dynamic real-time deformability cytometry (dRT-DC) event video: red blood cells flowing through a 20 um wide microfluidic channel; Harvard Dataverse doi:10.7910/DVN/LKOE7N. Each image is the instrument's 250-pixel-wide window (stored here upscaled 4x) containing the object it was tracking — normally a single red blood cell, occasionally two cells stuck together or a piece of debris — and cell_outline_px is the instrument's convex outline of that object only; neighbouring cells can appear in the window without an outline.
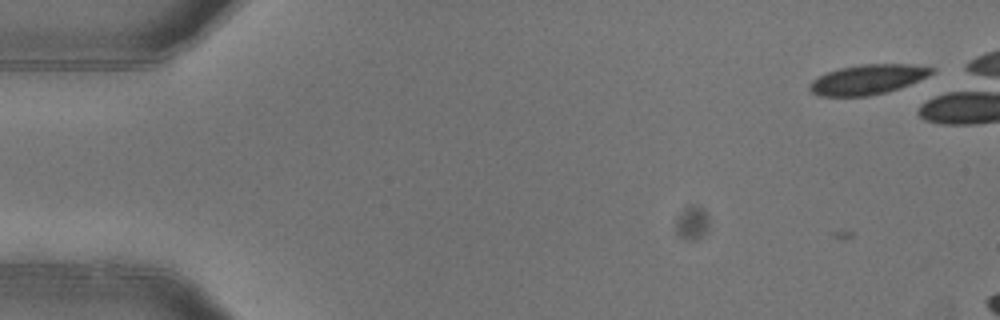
{"species": "common noctule bat (a hibernating species)", "species_latin": "Nyctalus noctula", "temperature_condition": "warm", "stored_images_in_passage": 4, "camera_frame_rate_fps": 3000, "um_per_image_px": 0.085, "animal": {"sex": "female"}, "frame": {"image": 1, "passage_image": 2, "time_ms": 0.333, "image_size_px": [1000, 320], "cell_outline_px": [[936, 72], [928, 76], [900, 88], [888, 92], [868, 96], [820, 96], [812, 92], [808, 88], [808, 84], [812, 80], [828, 72], [840, 68], [864, 64], [908, 64], [936, 68]], "centroid_in_image_um": [73.77, 6.76], "position_along_channel_um": 11.2, "area_um2": 21.21}}